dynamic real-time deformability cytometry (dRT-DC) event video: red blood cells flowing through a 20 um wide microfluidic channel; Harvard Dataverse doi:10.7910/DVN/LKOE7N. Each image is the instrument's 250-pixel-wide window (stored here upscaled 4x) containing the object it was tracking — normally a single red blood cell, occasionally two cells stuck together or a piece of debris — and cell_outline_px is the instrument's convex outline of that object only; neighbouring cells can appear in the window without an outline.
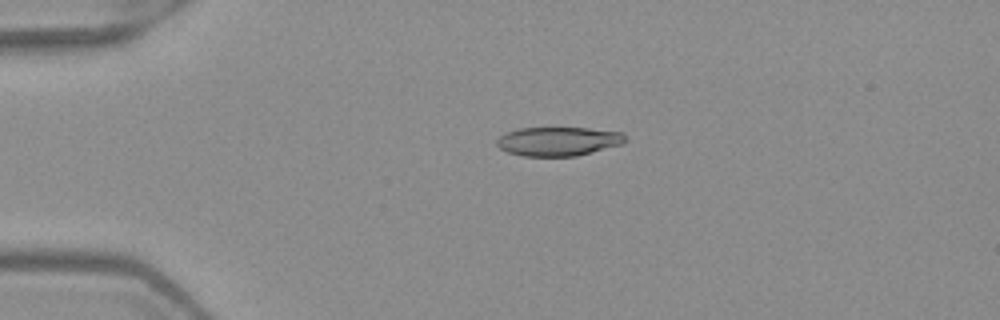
{"species": "Egyptian fruit bat (a non-hibernating species)", "species_latin": "Rousettus aegyptiacus", "temperature_condition": "warm", "stored_images_in_passage": 5, "camera_frame_rate_fps": 3000, "um_per_image_px": 0.085, "frame": {"image": 1, "passage_image": 4, "time_ms": 1.0, "image_size_px": [1000, 320], "cell_outline_px": [[624, 144], [576, 156], [524, 156], [508, 152], [500, 148], [496, 144], [496, 140], [500, 136], [508, 132], [520, 128], [588, 128], [624, 132]], "centroid_in_image_um": [47.47, 12.01], "position_along_channel_um": 37.5, "area_um2": 21.62}}